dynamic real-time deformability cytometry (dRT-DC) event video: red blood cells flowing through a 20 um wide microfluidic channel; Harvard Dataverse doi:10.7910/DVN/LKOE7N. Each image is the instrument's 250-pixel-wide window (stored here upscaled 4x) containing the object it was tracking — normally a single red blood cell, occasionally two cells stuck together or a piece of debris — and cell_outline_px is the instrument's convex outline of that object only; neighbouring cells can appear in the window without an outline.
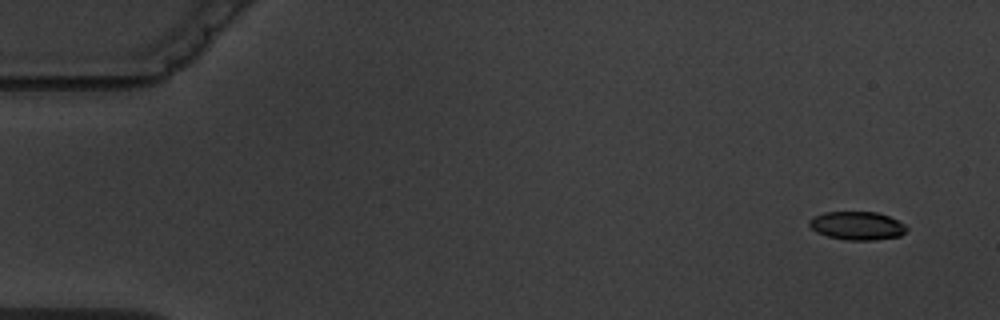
{"species": "common noctule bat (a hibernating species)", "species_latin": "Nyctalus noctula", "temperature_condition": "warm", "stored_images_in_passage": 5, "camera_frame_rate_fps": 3000, "um_per_image_px": 0.085, "animal": {"sex": "male", "body_mass_g": 19.5, "forearm_length_mm": 54.6}, "frame": {"image": 1, "passage_image": 1, "time_ms": 0.0, "image_size_px": [1000, 320], "cell_outline_px": [[908, 228], [900, 236], [872, 240], [848, 240], [828, 236], [816, 232], [808, 224], [808, 220], [824, 212], [876, 212], [888, 216], [904, 224]], "centroid_in_image_um": [72.84, 19.18], "position_along_channel_um": 12.2, "area_um2": 15.9}}
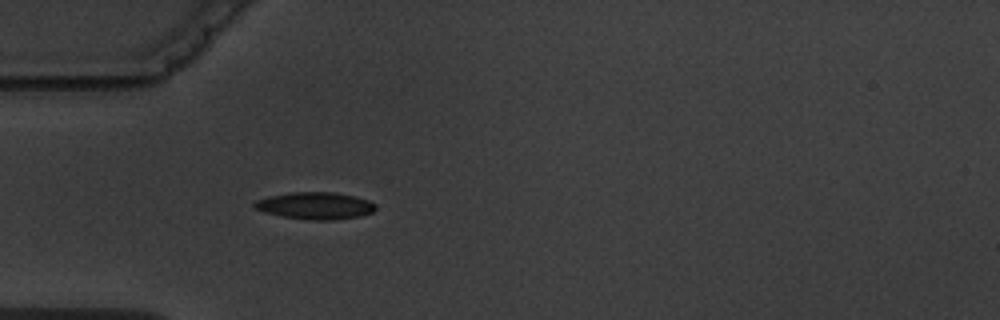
{"frame": {"image": 2, "passage_image": 5, "time_ms": 4.667, "image_size_px": [1000, 320], "cell_outline_px": [[376, 208], [372, 212], [360, 216], [332, 220], [308, 220], [280, 216], [264, 212], [256, 208], [252, 204], [256, 200], [268, 196], [288, 192], [332, 192], [356, 196], [368, 200], [376, 204]], "centroid_in_image_um": [26.78, 17.48], "position_along_channel_um": 58.2, "area_um2": 19.25}}